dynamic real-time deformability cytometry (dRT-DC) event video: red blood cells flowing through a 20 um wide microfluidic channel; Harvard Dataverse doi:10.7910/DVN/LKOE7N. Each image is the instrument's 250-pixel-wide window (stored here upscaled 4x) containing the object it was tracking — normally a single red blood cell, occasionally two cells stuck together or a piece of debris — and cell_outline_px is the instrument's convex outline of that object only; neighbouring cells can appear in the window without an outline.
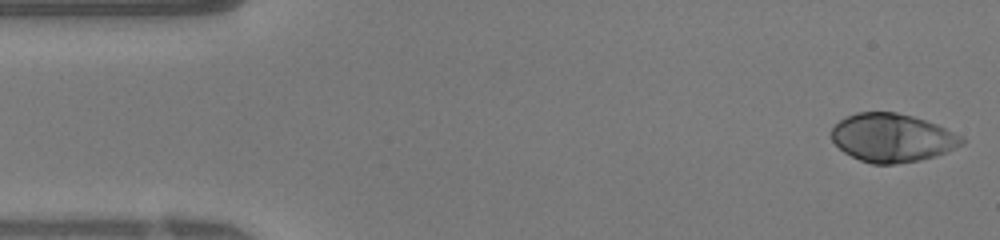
{"species": "human", "species_latin": "Homo sapiens", "temperature_condition": "warm", "stored_images_in_passage": 48, "segment_of_instrument_passage": [1, 2], "camera_frame_rate_fps": 3000, "um_per_image_px": 0.085, "donor": {"sex": "female"}, "frame": {"image": 1, "passage_image": 1, "time_ms": 0.0, "image_size_px": [1000, 240], "cell_outline_px": [[964, 144], [956, 148], [936, 156], [920, 160], [896, 164], [872, 164], [860, 160], [844, 152], [832, 140], [832, 128], [840, 120], [856, 112], [896, 112], [912, 116], [936, 124], [964, 136]], "centroid_in_image_um": [75.87, 11.72], "position_along_channel_um": 9.1, "area_um2": 36.7}}
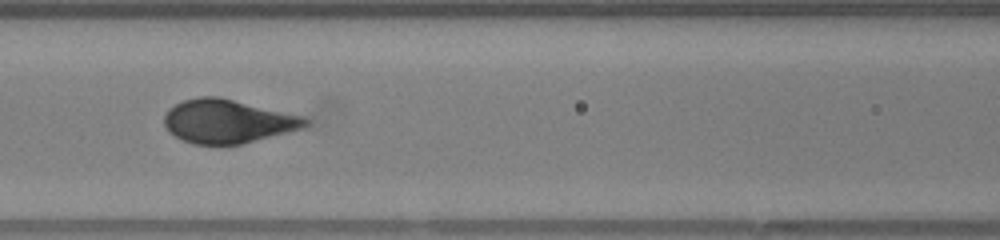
{"frame": {"image": 2, "passage_image": 19, "time_ms": 6.0, "image_size_px": [1000, 240], "cell_outline_px": [[312, 120], [304, 128], [240, 144], [192, 144], [180, 140], [168, 132], [164, 124], [164, 116], [168, 108], [184, 100], [200, 96], [220, 96], [304, 116]], "centroid_in_image_um": [19.35, 10.3], "position_along_channel_um": 147.3, "area_um2": 36.18}}
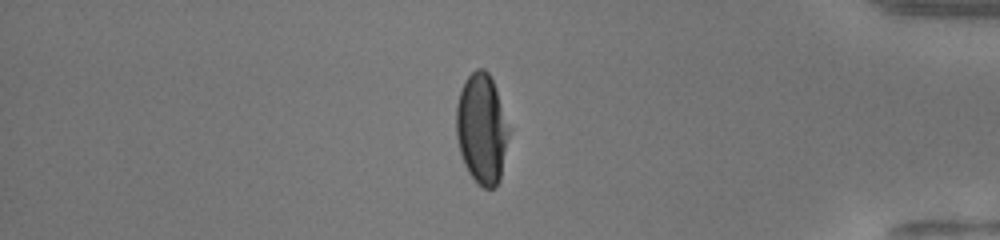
{"frame": {"image": 3, "passage_image": 39, "time_ms": 12.667, "image_size_px": [1000, 240], "cell_outline_px": [[512, 128], [500, 180], [492, 188], [484, 188], [476, 184], [468, 172], [464, 164], [460, 152], [456, 136], [456, 104], [464, 80], [476, 68], [484, 68], [488, 72], [496, 88]], "centroid_in_image_um": [40.98, 10.95], "position_along_channel_um": 394.2, "area_um2": 34.68}}